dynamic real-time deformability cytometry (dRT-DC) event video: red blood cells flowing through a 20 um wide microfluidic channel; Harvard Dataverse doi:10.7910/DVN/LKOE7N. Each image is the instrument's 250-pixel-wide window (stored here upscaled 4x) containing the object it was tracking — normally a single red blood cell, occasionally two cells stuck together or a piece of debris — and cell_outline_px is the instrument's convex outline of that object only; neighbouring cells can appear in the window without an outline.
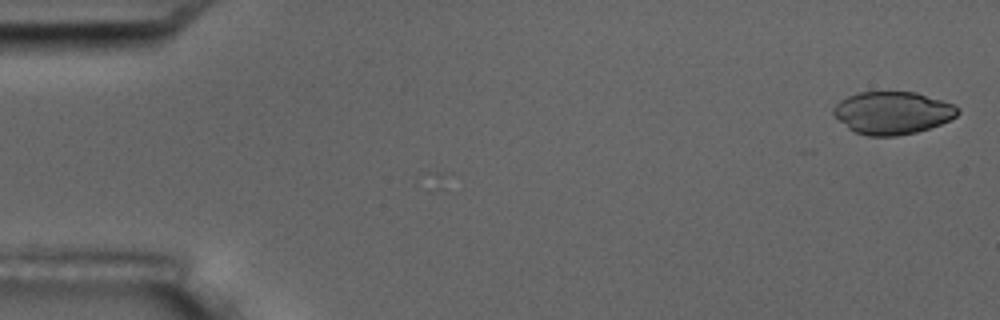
{"species": "common noctule bat (a hibernating species)", "species_latin": "Nyctalus noctula", "temperature_condition": "room temperature", "stored_images_in_passage": 5, "camera_frame_rate_fps": 3000, "um_per_image_px": 0.085, "animal": {"sex": "male", "body_mass_g": 17.5, "forearm_length_mm": 52.3}, "frame": {"image": 1, "passage_image": 1, "time_ms": 0.0, "image_size_px": [1000, 320], "cell_outline_px": [[960, 112], [956, 116], [940, 124], [916, 132], [896, 136], [868, 136], [856, 132], [848, 128], [832, 112], [832, 108], [840, 100], [848, 96], [860, 92], [916, 92], [956, 104], [960, 108]], "centroid_in_image_um": [75.89, 9.58], "position_along_channel_um": 9.1, "area_um2": 30.81}}